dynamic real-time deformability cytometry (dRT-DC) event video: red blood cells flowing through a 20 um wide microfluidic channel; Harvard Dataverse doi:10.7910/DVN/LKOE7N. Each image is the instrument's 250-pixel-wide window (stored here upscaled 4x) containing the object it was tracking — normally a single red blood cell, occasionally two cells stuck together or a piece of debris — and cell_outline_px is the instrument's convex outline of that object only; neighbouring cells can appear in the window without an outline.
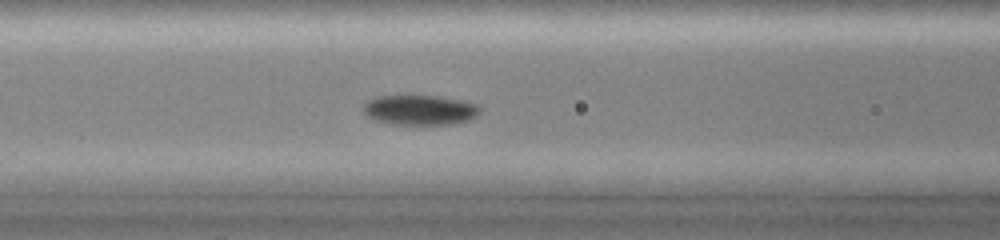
{"species": "common noctule bat (a hibernating species)", "species_latin": "Nyctalus noctula", "temperature_condition": "cold", "stored_images_in_passage": 18, "camera_frame_rate_fps": 3000, "um_per_image_px": 0.085, "animal": {"sex": "female", "body_mass_g": 19.0, "forearm_length_mm": 51.5}, "frame": {"image": 1, "passage_image": 15, "time_ms": 6.0, "image_size_px": [1000, 240], "cell_outline_px": [[480, 112], [476, 116], [468, 120], [448, 124], [392, 124], [372, 120], [364, 112], [364, 104], [368, 100], [376, 96], [440, 96], [460, 100], [476, 104], [480, 108]], "centroid_in_image_um": [35.66, 9.35], "position_along_channel_um": 130.9, "area_um2": 20.23}}